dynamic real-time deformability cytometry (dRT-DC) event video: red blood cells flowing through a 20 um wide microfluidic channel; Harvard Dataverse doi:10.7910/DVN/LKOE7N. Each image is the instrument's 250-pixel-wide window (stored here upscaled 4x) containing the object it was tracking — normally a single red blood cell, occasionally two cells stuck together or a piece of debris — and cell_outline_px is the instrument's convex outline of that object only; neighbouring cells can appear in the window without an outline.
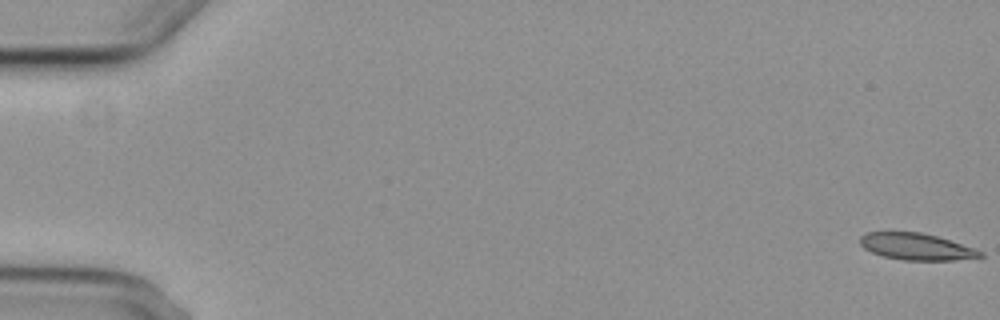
{"species": "common noctule bat (a hibernating species)", "species_latin": "Nyctalus noctula", "temperature_condition": "cold", "stored_images_in_passage": 6, "camera_frame_rate_fps": 3000, "um_per_image_px": 0.085, "animal": {"sex": "female", "body_mass_g": 29.2, "forearm_length_mm": 56.3}, "frame": {"image": 1, "passage_image": 1, "time_ms": 0.0, "image_size_px": [1000, 320], "cell_outline_px": [[984, 256], [956, 260], [904, 260], [884, 256], [872, 252], [864, 248], [860, 244], [860, 236], [868, 232], [920, 232], [936, 236], [984, 252]], "centroid_in_image_um": [77.87, 20.96], "position_along_channel_um": 7.1, "area_um2": 18.38}}
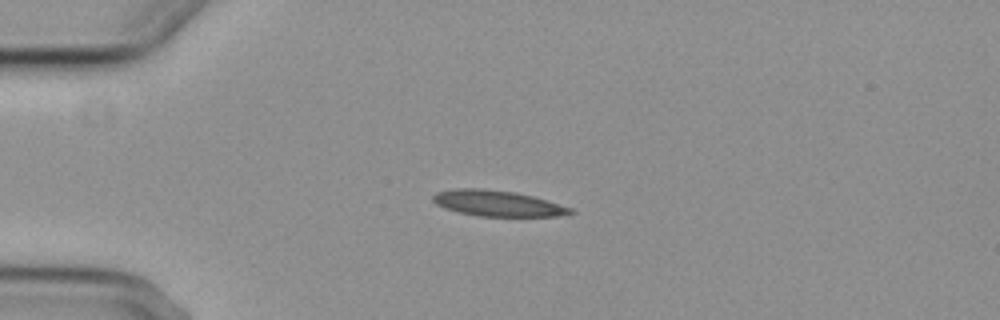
{"frame": {"image": 2, "passage_image": 5, "time_ms": 4.667, "image_size_px": [1000, 320], "cell_outline_px": [[576, 212], [556, 216], [480, 216], [460, 212], [444, 208], [436, 204], [432, 200], [432, 196], [436, 192], [456, 188], [480, 188], [516, 192], [548, 200], [572, 208]], "centroid_in_image_um": [42.28, 17.27], "position_along_channel_um": 42.7, "area_um2": 20.63}}